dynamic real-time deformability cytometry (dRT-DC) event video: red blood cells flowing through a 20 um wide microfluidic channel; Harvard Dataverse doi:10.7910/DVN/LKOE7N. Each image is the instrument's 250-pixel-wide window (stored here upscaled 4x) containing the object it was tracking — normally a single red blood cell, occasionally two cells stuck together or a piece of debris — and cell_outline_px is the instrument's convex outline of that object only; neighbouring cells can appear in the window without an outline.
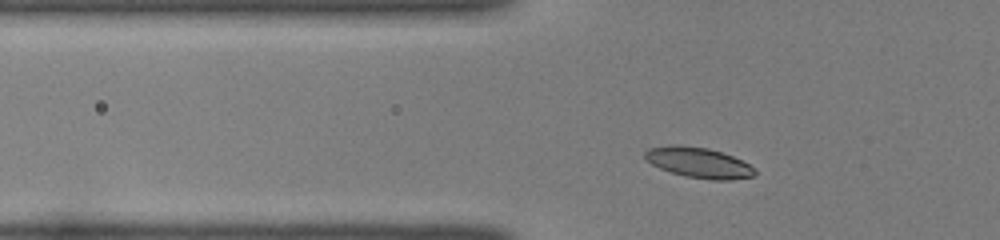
{"species": "common noctule bat (a hibernating species)", "species_latin": "Nyctalus noctula", "temperature_condition": "room temperature", "stored_images_in_passage": 36, "camera_frame_rate_fps": 3000, "um_per_image_px": 0.085, "animal": {"sex": "female", "body_mass_g": 22.0, "forearm_length_mm": 56.7}, "frame": {"image": 1, "passage_image": 4, "time_ms": 1.0, "image_size_px": [1000, 240], "cell_outline_px": [[756, 172], [752, 176], [732, 180], [712, 180], [684, 176], [660, 168], [652, 164], [644, 156], [644, 152], [648, 148], [672, 144], [676, 144], [708, 148], [732, 156], [756, 168]], "centroid_in_image_um": [59.38, 13.82], "position_along_channel_um": 66.4, "area_um2": 19.42}}
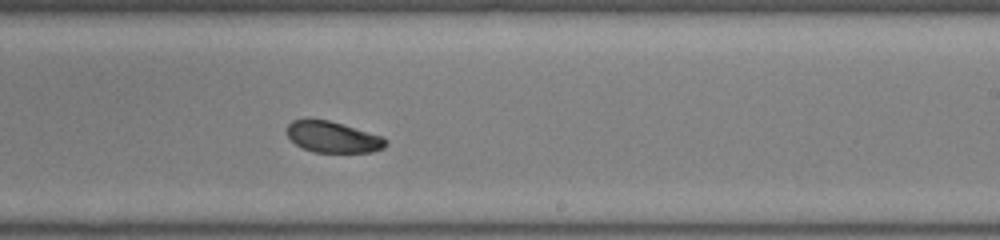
{"frame": {"image": 2, "passage_image": 19, "time_ms": 6.0, "image_size_px": [1000, 240], "cell_outline_px": [[388, 144], [384, 148], [372, 152], [312, 152], [296, 144], [288, 136], [288, 124], [292, 120], [328, 120], [384, 136], [388, 140]], "centroid_in_image_um": [28.36, 11.66], "position_along_channel_um": 260.6, "area_um2": 17.8}}
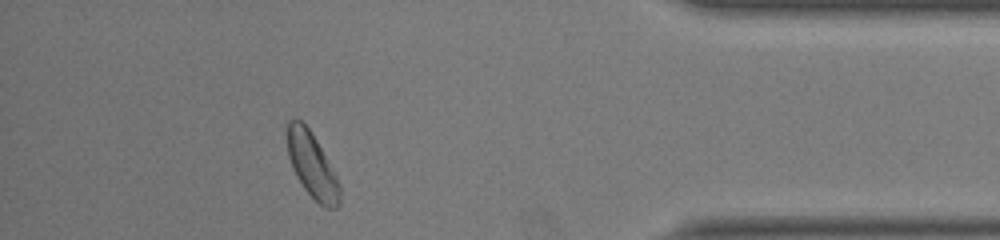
{"frame": {"image": 3, "passage_image": 32, "time_ms": 10.333, "image_size_px": [1000, 240], "cell_outline_px": [[340, 204], [336, 208], [324, 208], [304, 188], [296, 176], [292, 168], [288, 156], [288, 120], [300, 120], [308, 128], [316, 140], [336, 176], [340, 184]], "centroid_in_image_um": [26.54, 14.1], "position_along_channel_um": 408.7, "area_um2": 19.42}, "authors_computed_cell_mechanics": {"area_um2": 19.363, "velocity_mm_per_s": 4.0488, "shape_relaxation_time_tau1_ms": 1.3813, "shape_relaxation_time_tau2_ms": 2.8625, "deformation_change_tau1": 0.0743, "deformation_change_tau2": 0.0711}}